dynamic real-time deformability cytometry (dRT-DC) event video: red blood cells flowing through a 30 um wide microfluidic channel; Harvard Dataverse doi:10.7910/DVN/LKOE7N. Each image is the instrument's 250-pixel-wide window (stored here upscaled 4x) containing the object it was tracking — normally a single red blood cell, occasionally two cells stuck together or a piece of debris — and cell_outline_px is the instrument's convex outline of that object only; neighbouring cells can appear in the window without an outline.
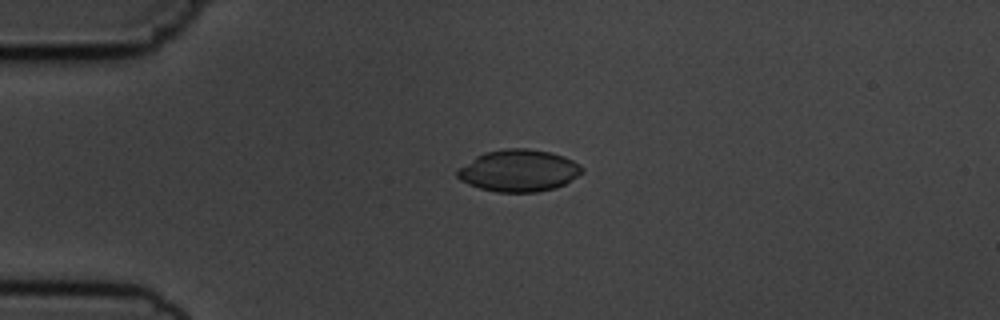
{"species": "common noctule bat (a hibernating species)", "species_latin": "Nyctalus noctula", "temperature_condition": "cold", "stored_images_in_passage": 4, "camera_frame_rate_fps": 3000, "um_per_image_px": 0.085, "animal": {"sex": "male", "body_mass_g": 19.5, "forearm_length_mm": 54.6}, "frame": {"image": 1, "passage_image": 3, "time_ms": 2.333, "image_size_px": [1000, 320], "cell_outline_px": [[584, 172], [564, 184], [556, 188], [536, 192], [496, 192], [480, 188], [468, 184], [460, 180], [456, 176], [456, 168], [476, 156], [484, 152], [504, 148], [528, 148], [552, 152], [564, 156], [580, 164], [584, 168]], "centroid_in_image_um": [44.08, 14.49], "position_along_channel_um": 40.9, "area_um2": 30.87}}